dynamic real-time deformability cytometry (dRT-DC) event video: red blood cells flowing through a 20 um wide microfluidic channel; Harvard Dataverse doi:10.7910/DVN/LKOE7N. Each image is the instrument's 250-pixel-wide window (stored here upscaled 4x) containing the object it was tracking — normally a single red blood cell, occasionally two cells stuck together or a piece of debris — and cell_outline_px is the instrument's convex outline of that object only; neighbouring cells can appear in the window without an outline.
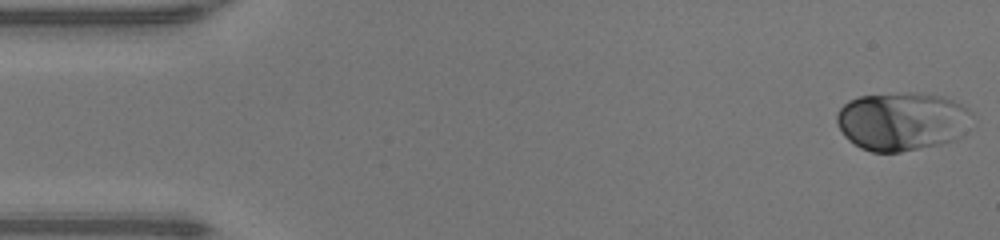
{"species": "human", "species_latin": "Homo sapiens", "temperature_condition": "warm", "stored_images_in_passage": 9, "camera_frame_rate_fps": 3000, "um_per_image_px": 0.085, "donor": {"sex": "male"}, "frame": {"image": 1, "passage_image": 1, "time_ms": 0.0, "image_size_px": [1000, 240], "cell_outline_px": [[972, 116], [960, 136], [956, 140], [900, 152], [872, 152], [860, 148], [848, 140], [844, 136], [836, 120], [836, 112], [848, 100], [860, 96], [908, 92], [920, 92], [944, 96], [968, 108], [972, 112]], "centroid_in_image_um": [76.64, 10.29], "position_along_channel_um": 8.4, "area_um2": 46.18}}